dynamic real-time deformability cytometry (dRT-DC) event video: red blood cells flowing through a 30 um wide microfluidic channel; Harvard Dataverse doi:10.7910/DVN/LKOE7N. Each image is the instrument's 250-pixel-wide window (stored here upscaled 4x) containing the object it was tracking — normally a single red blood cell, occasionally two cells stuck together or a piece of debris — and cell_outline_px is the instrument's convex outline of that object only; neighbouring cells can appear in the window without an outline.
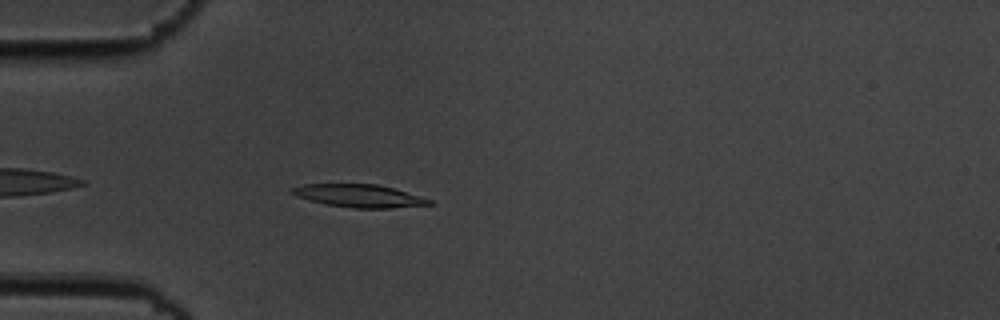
{"species": "common noctule bat (a hibernating species)", "species_latin": "Nyctalus noctula", "temperature_condition": "cold", "stored_images_in_passage": 43, "camera_frame_rate_fps": 3000, "um_per_image_px": 0.085, "animal": {"sex": "male", "body_mass_g": 19.5, "forearm_length_mm": 54.6}, "frame": {"image": 1, "passage_image": 4, "time_ms": 1.0, "image_size_px": [1000, 320], "cell_outline_px": [[432, 204], [392, 208], [352, 208], [324, 204], [288, 192], [288, 188], [304, 184], [380, 184], [420, 196], [432, 200]], "centroid_in_image_um": [30.51, 16.64], "position_along_channel_um": 54.5, "area_um2": 18.21}}
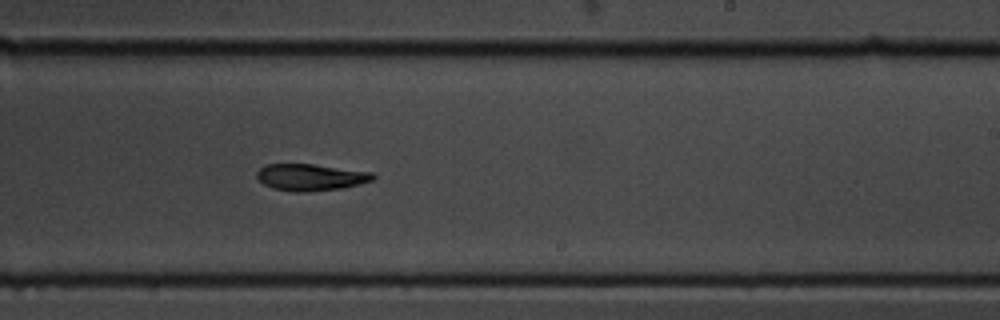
{"frame": {"image": 2, "passage_image": 22, "time_ms": 7.0, "image_size_px": [1000, 320], "cell_outline_px": [[376, 176], [372, 180], [360, 184], [340, 188], [308, 192], [296, 192], [272, 188], [264, 184], [256, 176], [256, 172], [264, 164], [312, 164], [372, 172]], "centroid_in_image_um": [26.38, 15.06], "position_along_channel_um": 262.6, "area_um2": 18.03}}
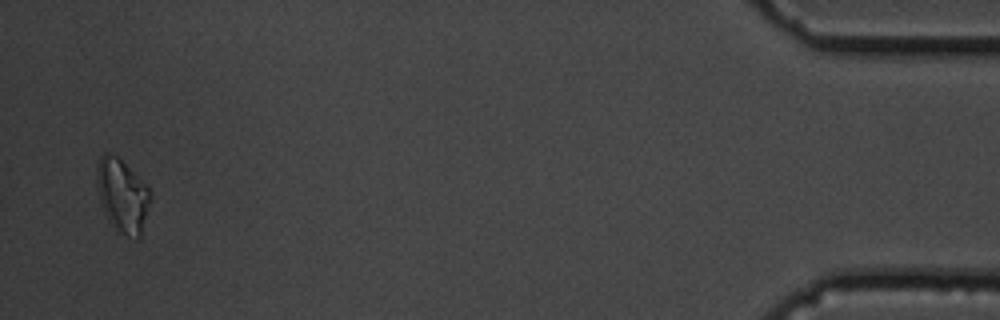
{"frame": {"image": 3, "passage_image": 42, "time_ms": 13.667, "image_size_px": [1000, 320], "cell_outline_px": [[152, 200], [140, 240], [136, 240], [128, 236], [108, 220], [100, 200], [96, 184], [96, 168], [100, 156], [104, 152], [108, 152], [116, 156], [148, 188], [152, 196]], "centroid_in_image_um": [10.42, 16.64], "position_along_channel_um": 424.8, "area_um2": 22.66}, "authors_computed_cell_mechanics": {"area_um2": 18.7272, "velocity_mm_per_s": 3.6288, "shape_relaxation_time_tau1_ms": 4.169, "shape_relaxation_time_tau2_ms": 9.5095, "deformation_change_tau1": 0.1376, "deformation_change_tau2": 0.1855}}